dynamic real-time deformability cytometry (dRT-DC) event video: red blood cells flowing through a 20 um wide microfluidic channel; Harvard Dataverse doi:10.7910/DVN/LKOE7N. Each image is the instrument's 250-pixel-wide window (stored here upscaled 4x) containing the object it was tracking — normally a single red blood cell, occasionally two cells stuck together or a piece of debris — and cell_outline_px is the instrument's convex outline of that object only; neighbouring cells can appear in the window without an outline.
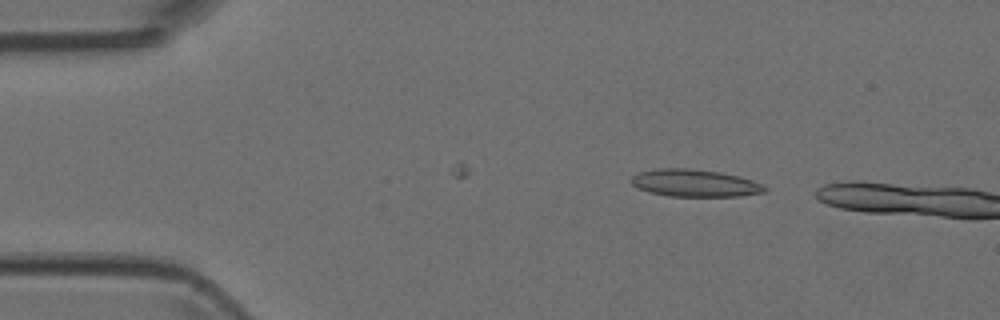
{"species": "Egyptian fruit bat (a non-hibernating species)", "species_latin": "Rousettus aegyptiacus", "temperature_condition": "room temperature", "stored_images_in_passage": 4, "camera_frame_rate_fps": 3000, "um_per_image_px": 0.085, "animal": {"sex": "female"}, "frame": {"image": 1, "passage_image": 2, "time_ms": 0.333, "image_size_px": [1000, 320], "cell_outline_px": [[768, 188], [764, 192], [740, 196], [668, 196], [652, 192], [640, 188], [632, 184], [628, 180], [632, 176], [640, 172], [660, 168], [688, 168], [720, 172], [740, 176], [752, 180]], "centroid_in_image_um": [59.06, 15.55], "position_along_channel_um": 25.9, "area_um2": 21.1}}